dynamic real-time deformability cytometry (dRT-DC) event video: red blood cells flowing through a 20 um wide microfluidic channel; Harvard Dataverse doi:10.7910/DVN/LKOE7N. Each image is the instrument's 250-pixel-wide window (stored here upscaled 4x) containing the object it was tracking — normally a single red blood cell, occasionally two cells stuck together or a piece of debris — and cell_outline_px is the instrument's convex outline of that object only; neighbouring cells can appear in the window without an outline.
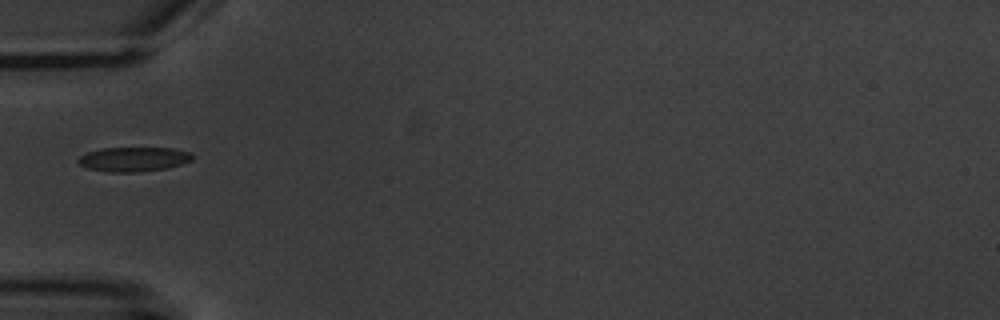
{"species": "common noctule bat (a hibernating species)", "species_latin": "Nyctalus noctula", "temperature_condition": "warm", "stored_images_in_passage": 6, "camera_frame_rate_fps": 3000, "um_per_image_px": 0.085, "animal": {"sex": "male", "body_mass_g": 20.1, "forearm_length_mm": 53.5}, "frame": {"image": 1, "passage_image": 1, "time_ms": 0.0, "image_size_px": [1000, 320], "cell_outline_px": [[196, 156], [192, 160], [168, 168], [136, 172], [108, 172], [88, 168], [80, 164], [76, 160], [80, 156], [88, 152], [104, 148], [172, 148], [192, 152]], "centroid_in_image_um": [11.4, 13.53], "position_along_channel_um": 73.6, "area_um2": 16.3}}
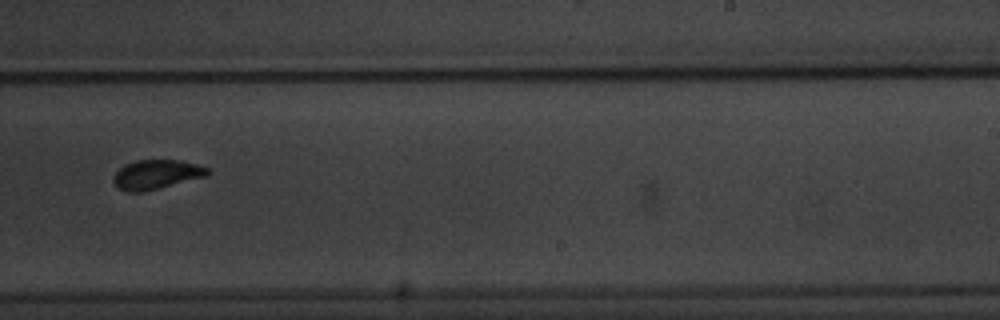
{"frame": {"image": 2, "passage_image": 6, "time_ms": 5.667, "image_size_px": [1000, 320], "cell_outline_px": [[208, 176], [144, 192], [124, 192], [116, 188], [112, 180], [112, 176], [124, 164], [136, 160], [180, 160], [196, 164], [208, 168]], "centroid_in_image_um": [13.24, 14.84], "position_along_channel_um": 275.8, "area_um2": 16.36}}